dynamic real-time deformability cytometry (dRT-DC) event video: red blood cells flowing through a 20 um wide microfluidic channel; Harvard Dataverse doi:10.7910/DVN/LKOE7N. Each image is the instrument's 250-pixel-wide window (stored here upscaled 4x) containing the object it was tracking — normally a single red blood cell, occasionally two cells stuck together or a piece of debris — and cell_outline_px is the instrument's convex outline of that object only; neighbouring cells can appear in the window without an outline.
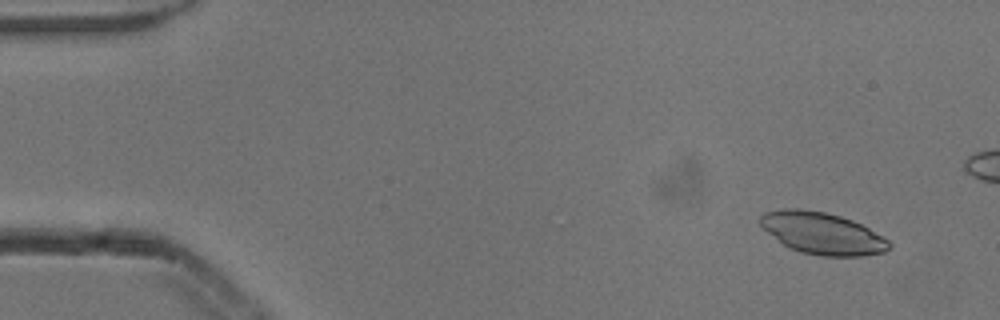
{"species": "common noctule bat (a hibernating species)", "species_latin": "Nyctalus noctula", "temperature_condition": "cold", "stored_images_in_passage": 6, "camera_frame_rate_fps": 3000, "um_per_image_px": 0.085, "animal": {"sex": "male", "body_mass_g": 13.3}, "frame": {"image": 1, "passage_image": 2, "time_ms": 0.333, "image_size_px": [1000, 320], "cell_outline_px": [[892, 244], [884, 252], [864, 256], [820, 256], [800, 252], [788, 248], [768, 232], [760, 224], [760, 216], [764, 212], [784, 208], [800, 208], [824, 212], [840, 216], [852, 220], [868, 228], [888, 240]], "centroid_in_image_um": [69.88, 19.83], "position_along_channel_um": 15.1, "area_um2": 31.33}}